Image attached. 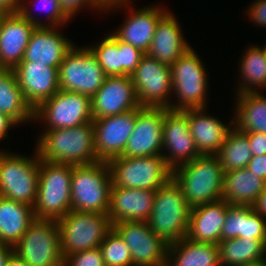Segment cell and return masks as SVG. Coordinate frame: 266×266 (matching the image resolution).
Wrapping results in <instances>:
<instances>
[{
    "mask_svg": "<svg viewBox=\"0 0 266 266\" xmlns=\"http://www.w3.org/2000/svg\"><path fill=\"white\" fill-rule=\"evenodd\" d=\"M35 150L40 160L71 165H89L100 161L95 150L93 121L83 125L42 130Z\"/></svg>",
    "mask_w": 266,
    "mask_h": 266,
    "instance_id": "obj_1",
    "label": "cell"
},
{
    "mask_svg": "<svg viewBox=\"0 0 266 266\" xmlns=\"http://www.w3.org/2000/svg\"><path fill=\"white\" fill-rule=\"evenodd\" d=\"M172 178L191 208L222 200L224 171L215 155H201L178 166Z\"/></svg>",
    "mask_w": 266,
    "mask_h": 266,
    "instance_id": "obj_2",
    "label": "cell"
},
{
    "mask_svg": "<svg viewBox=\"0 0 266 266\" xmlns=\"http://www.w3.org/2000/svg\"><path fill=\"white\" fill-rule=\"evenodd\" d=\"M73 165L39 159L37 197L33 206L35 219L56 220L71 211V176Z\"/></svg>",
    "mask_w": 266,
    "mask_h": 266,
    "instance_id": "obj_3",
    "label": "cell"
},
{
    "mask_svg": "<svg viewBox=\"0 0 266 266\" xmlns=\"http://www.w3.org/2000/svg\"><path fill=\"white\" fill-rule=\"evenodd\" d=\"M191 207L184 199L180 186L171 177L155 191L149 219L150 229L168 244L186 238Z\"/></svg>",
    "mask_w": 266,
    "mask_h": 266,
    "instance_id": "obj_4",
    "label": "cell"
},
{
    "mask_svg": "<svg viewBox=\"0 0 266 266\" xmlns=\"http://www.w3.org/2000/svg\"><path fill=\"white\" fill-rule=\"evenodd\" d=\"M112 176L107 161L73 165L71 211L107 214Z\"/></svg>",
    "mask_w": 266,
    "mask_h": 266,
    "instance_id": "obj_5",
    "label": "cell"
},
{
    "mask_svg": "<svg viewBox=\"0 0 266 266\" xmlns=\"http://www.w3.org/2000/svg\"><path fill=\"white\" fill-rule=\"evenodd\" d=\"M172 94L170 109L188 110L207 108V71L199 55L191 47L171 66Z\"/></svg>",
    "mask_w": 266,
    "mask_h": 266,
    "instance_id": "obj_6",
    "label": "cell"
},
{
    "mask_svg": "<svg viewBox=\"0 0 266 266\" xmlns=\"http://www.w3.org/2000/svg\"><path fill=\"white\" fill-rule=\"evenodd\" d=\"M39 158L0 150V196L34 206L37 197Z\"/></svg>",
    "mask_w": 266,
    "mask_h": 266,
    "instance_id": "obj_7",
    "label": "cell"
},
{
    "mask_svg": "<svg viewBox=\"0 0 266 266\" xmlns=\"http://www.w3.org/2000/svg\"><path fill=\"white\" fill-rule=\"evenodd\" d=\"M115 187L156 191L172 177L162 155L117 156L108 161Z\"/></svg>",
    "mask_w": 266,
    "mask_h": 266,
    "instance_id": "obj_8",
    "label": "cell"
},
{
    "mask_svg": "<svg viewBox=\"0 0 266 266\" xmlns=\"http://www.w3.org/2000/svg\"><path fill=\"white\" fill-rule=\"evenodd\" d=\"M13 253L29 266H63L58 221L35 219Z\"/></svg>",
    "mask_w": 266,
    "mask_h": 266,
    "instance_id": "obj_9",
    "label": "cell"
},
{
    "mask_svg": "<svg viewBox=\"0 0 266 266\" xmlns=\"http://www.w3.org/2000/svg\"><path fill=\"white\" fill-rule=\"evenodd\" d=\"M61 252L66 255L97 248L112 229L107 214L70 211L58 220Z\"/></svg>",
    "mask_w": 266,
    "mask_h": 266,
    "instance_id": "obj_10",
    "label": "cell"
},
{
    "mask_svg": "<svg viewBox=\"0 0 266 266\" xmlns=\"http://www.w3.org/2000/svg\"><path fill=\"white\" fill-rule=\"evenodd\" d=\"M37 121L45 123L44 130L72 128L92 122L91 98L59 90L33 110V122Z\"/></svg>",
    "mask_w": 266,
    "mask_h": 266,
    "instance_id": "obj_11",
    "label": "cell"
},
{
    "mask_svg": "<svg viewBox=\"0 0 266 266\" xmlns=\"http://www.w3.org/2000/svg\"><path fill=\"white\" fill-rule=\"evenodd\" d=\"M29 6L23 0L18 12L0 16V69H14L23 60L33 30L45 26Z\"/></svg>",
    "mask_w": 266,
    "mask_h": 266,
    "instance_id": "obj_12",
    "label": "cell"
},
{
    "mask_svg": "<svg viewBox=\"0 0 266 266\" xmlns=\"http://www.w3.org/2000/svg\"><path fill=\"white\" fill-rule=\"evenodd\" d=\"M58 74L60 90L80 93L90 98L101 88L107 77L87 46L78 48L76 45L64 57Z\"/></svg>",
    "mask_w": 266,
    "mask_h": 266,
    "instance_id": "obj_13",
    "label": "cell"
},
{
    "mask_svg": "<svg viewBox=\"0 0 266 266\" xmlns=\"http://www.w3.org/2000/svg\"><path fill=\"white\" fill-rule=\"evenodd\" d=\"M131 79L142 107L169 108L172 96L170 66L145 53Z\"/></svg>",
    "mask_w": 266,
    "mask_h": 266,
    "instance_id": "obj_14",
    "label": "cell"
},
{
    "mask_svg": "<svg viewBox=\"0 0 266 266\" xmlns=\"http://www.w3.org/2000/svg\"><path fill=\"white\" fill-rule=\"evenodd\" d=\"M112 228L130 249L133 266H166L169 244L145 221H122Z\"/></svg>",
    "mask_w": 266,
    "mask_h": 266,
    "instance_id": "obj_15",
    "label": "cell"
},
{
    "mask_svg": "<svg viewBox=\"0 0 266 266\" xmlns=\"http://www.w3.org/2000/svg\"><path fill=\"white\" fill-rule=\"evenodd\" d=\"M162 135L163 150L168 152L162 156L171 170L201 156L190 134L188 110L165 108Z\"/></svg>",
    "mask_w": 266,
    "mask_h": 266,
    "instance_id": "obj_16",
    "label": "cell"
},
{
    "mask_svg": "<svg viewBox=\"0 0 266 266\" xmlns=\"http://www.w3.org/2000/svg\"><path fill=\"white\" fill-rule=\"evenodd\" d=\"M165 108L139 107L136 124L121 156L145 157L162 155L163 120Z\"/></svg>",
    "mask_w": 266,
    "mask_h": 266,
    "instance_id": "obj_17",
    "label": "cell"
},
{
    "mask_svg": "<svg viewBox=\"0 0 266 266\" xmlns=\"http://www.w3.org/2000/svg\"><path fill=\"white\" fill-rule=\"evenodd\" d=\"M131 2L132 1L130 0L121 5H116L105 10L107 12L112 10L113 12V10H116L117 8H129V16L127 15L124 23L117 27L118 29L112 31V34L122 42L131 44L142 52L147 53L150 49L157 24L160 18L168 10L156 5H145V7L143 6L142 8L135 10L136 8L134 5L133 7L131 6Z\"/></svg>",
    "mask_w": 266,
    "mask_h": 266,
    "instance_id": "obj_18",
    "label": "cell"
},
{
    "mask_svg": "<svg viewBox=\"0 0 266 266\" xmlns=\"http://www.w3.org/2000/svg\"><path fill=\"white\" fill-rule=\"evenodd\" d=\"M141 107L130 75L106 77L91 98L93 119L123 114Z\"/></svg>",
    "mask_w": 266,
    "mask_h": 266,
    "instance_id": "obj_19",
    "label": "cell"
},
{
    "mask_svg": "<svg viewBox=\"0 0 266 266\" xmlns=\"http://www.w3.org/2000/svg\"><path fill=\"white\" fill-rule=\"evenodd\" d=\"M136 124V109L93 119L95 150L100 161L121 156Z\"/></svg>",
    "mask_w": 266,
    "mask_h": 266,
    "instance_id": "obj_20",
    "label": "cell"
},
{
    "mask_svg": "<svg viewBox=\"0 0 266 266\" xmlns=\"http://www.w3.org/2000/svg\"><path fill=\"white\" fill-rule=\"evenodd\" d=\"M58 69L37 62H20L13 69L23 97L33 110L60 90Z\"/></svg>",
    "mask_w": 266,
    "mask_h": 266,
    "instance_id": "obj_21",
    "label": "cell"
},
{
    "mask_svg": "<svg viewBox=\"0 0 266 266\" xmlns=\"http://www.w3.org/2000/svg\"><path fill=\"white\" fill-rule=\"evenodd\" d=\"M107 77L130 75L145 54L140 49L117 39L112 33L94 46L87 45Z\"/></svg>",
    "mask_w": 266,
    "mask_h": 266,
    "instance_id": "obj_22",
    "label": "cell"
},
{
    "mask_svg": "<svg viewBox=\"0 0 266 266\" xmlns=\"http://www.w3.org/2000/svg\"><path fill=\"white\" fill-rule=\"evenodd\" d=\"M60 27L36 26L21 62H37L59 68L74 43L58 29Z\"/></svg>",
    "mask_w": 266,
    "mask_h": 266,
    "instance_id": "obj_23",
    "label": "cell"
},
{
    "mask_svg": "<svg viewBox=\"0 0 266 266\" xmlns=\"http://www.w3.org/2000/svg\"><path fill=\"white\" fill-rule=\"evenodd\" d=\"M155 191L115 187L112 184L107 216L111 225L122 221H145L150 217Z\"/></svg>",
    "mask_w": 266,
    "mask_h": 266,
    "instance_id": "obj_24",
    "label": "cell"
},
{
    "mask_svg": "<svg viewBox=\"0 0 266 266\" xmlns=\"http://www.w3.org/2000/svg\"><path fill=\"white\" fill-rule=\"evenodd\" d=\"M182 27L176 16L168 11L160 18L147 54L171 66L191 45L183 37Z\"/></svg>",
    "mask_w": 266,
    "mask_h": 266,
    "instance_id": "obj_25",
    "label": "cell"
},
{
    "mask_svg": "<svg viewBox=\"0 0 266 266\" xmlns=\"http://www.w3.org/2000/svg\"><path fill=\"white\" fill-rule=\"evenodd\" d=\"M206 109H188L189 130L200 155H216L229 131L234 127L233 118L229 126L208 114Z\"/></svg>",
    "mask_w": 266,
    "mask_h": 266,
    "instance_id": "obj_26",
    "label": "cell"
},
{
    "mask_svg": "<svg viewBox=\"0 0 266 266\" xmlns=\"http://www.w3.org/2000/svg\"><path fill=\"white\" fill-rule=\"evenodd\" d=\"M229 205L219 200L191 208L186 237L193 242L218 244Z\"/></svg>",
    "mask_w": 266,
    "mask_h": 266,
    "instance_id": "obj_27",
    "label": "cell"
},
{
    "mask_svg": "<svg viewBox=\"0 0 266 266\" xmlns=\"http://www.w3.org/2000/svg\"><path fill=\"white\" fill-rule=\"evenodd\" d=\"M34 220L32 206L0 196V244L13 247Z\"/></svg>",
    "mask_w": 266,
    "mask_h": 266,
    "instance_id": "obj_28",
    "label": "cell"
},
{
    "mask_svg": "<svg viewBox=\"0 0 266 266\" xmlns=\"http://www.w3.org/2000/svg\"><path fill=\"white\" fill-rule=\"evenodd\" d=\"M166 266H221L219 247L183 238L169 244Z\"/></svg>",
    "mask_w": 266,
    "mask_h": 266,
    "instance_id": "obj_29",
    "label": "cell"
},
{
    "mask_svg": "<svg viewBox=\"0 0 266 266\" xmlns=\"http://www.w3.org/2000/svg\"><path fill=\"white\" fill-rule=\"evenodd\" d=\"M266 181L246 168L224 172L222 200L231 205L252 206Z\"/></svg>",
    "mask_w": 266,
    "mask_h": 266,
    "instance_id": "obj_30",
    "label": "cell"
},
{
    "mask_svg": "<svg viewBox=\"0 0 266 266\" xmlns=\"http://www.w3.org/2000/svg\"><path fill=\"white\" fill-rule=\"evenodd\" d=\"M236 94L233 126L242 132L266 133V95Z\"/></svg>",
    "mask_w": 266,
    "mask_h": 266,
    "instance_id": "obj_31",
    "label": "cell"
},
{
    "mask_svg": "<svg viewBox=\"0 0 266 266\" xmlns=\"http://www.w3.org/2000/svg\"><path fill=\"white\" fill-rule=\"evenodd\" d=\"M0 113L18 125L33 121V109L25 101L13 69H0Z\"/></svg>",
    "mask_w": 266,
    "mask_h": 266,
    "instance_id": "obj_32",
    "label": "cell"
},
{
    "mask_svg": "<svg viewBox=\"0 0 266 266\" xmlns=\"http://www.w3.org/2000/svg\"><path fill=\"white\" fill-rule=\"evenodd\" d=\"M239 61L241 80L235 94L259 93V90L266 89V55L263 49L253 44L246 48Z\"/></svg>",
    "mask_w": 266,
    "mask_h": 266,
    "instance_id": "obj_33",
    "label": "cell"
},
{
    "mask_svg": "<svg viewBox=\"0 0 266 266\" xmlns=\"http://www.w3.org/2000/svg\"><path fill=\"white\" fill-rule=\"evenodd\" d=\"M217 245L221 266H244L266 259V244L262 240L233 238Z\"/></svg>",
    "mask_w": 266,
    "mask_h": 266,
    "instance_id": "obj_34",
    "label": "cell"
},
{
    "mask_svg": "<svg viewBox=\"0 0 266 266\" xmlns=\"http://www.w3.org/2000/svg\"><path fill=\"white\" fill-rule=\"evenodd\" d=\"M215 156L224 172L246 168L253 156L247 135L233 127Z\"/></svg>",
    "mask_w": 266,
    "mask_h": 266,
    "instance_id": "obj_35",
    "label": "cell"
},
{
    "mask_svg": "<svg viewBox=\"0 0 266 266\" xmlns=\"http://www.w3.org/2000/svg\"><path fill=\"white\" fill-rule=\"evenodd\" d=\"M105 266H133L130 249L112 228L99 246Z\"/></svg>",
    "mask_w": 266,
    "mask_h": 266,
    "instance_id": "obj_36",
    "label": "cell"
},
{
    "mask_svg": "<svg viewBox=\"0 0 266 266\" xmlns=\"http://www.w3.org/2000/svg\"><path fill=\"white\" fill-rule=\"evenodd\" d=\"M245 220V205H229L226 211L225 222L222 227L221 241L243 238Z\"/></svg>",
    "mask_w": 266,
    "mask_h": 266,
    "instance_id": "obj_37",
    "label": "cell"
},
{
    "mask_svg": "<svg viewBox=\"0 0 266 266\" xmlns=\"http://www.w3.org/2000/svg\"><path fill=\"white\" fill-rule=\"evenodd\" d=\"M243 238L262 240L266 244V219L257 214L250 205H245Z\"/></svg>",
    "mask_w": 266,
    "mask_h": 266,
    "instance_id": "obj_38",
    "label": "cell"
},
{
    "mask_svg": "<svg viewBox=\"0 0 266 266\" xmlns=\"http://www.w3.org/2000/svg\"><path fill=\"white\" fill-rule=\"evenodd\" d=\"M63 266H105L99 247L75 252L64 257Z\"/></svg>",
    "mask_w": 266,
    "mask_h": 266,
    "instance_id": "obj_39",
    "label": "cell"
},
{
    "mask_svg": "<svg viewBox=\"0 0 266 266\" xmlns=\"http://www.w3.org/2000/svg\"><path fill=\"white\" fill-rule=\"evenodd\" d=\"M33 1V4L39 2V4L41 3V10H47V23L45 21V26H49V27H59L60 29L63 28L61 26H64L67 24V22H69V20L71 21V19L64 13V11L62 10L60 4H59V0H31ZM36 1V2H35ZM35 2V3H34ZM39 4H37V6H39ZM36 6V5H35ZM38 8V7H37ZM49 22V23H48Z\"/></svg>",
    "mask_w": 266,
    "mask_h": 266,
    "instance_id": "obj_40",
    "label": "cell"
},
{
    "mask_svg": "<svg viewBox=\"0 0 266 266\" xmlns=\"http://www.w3.org/2000/svg\"><path fill=\"white\" fill-rule=\"evenodd\" d=\"M59 4L70 19L74 18V15L76 17V13L82 8L84 9L87 7L99 12L102 10V12L105 13V10L95 0H59Z\"/></svg>",
    "mask_w": 266,
    "mask_h": 266,
    "instance_id": "obj_41",
    "label": "cell"
},
{
    "mask_svg": "<svg viewBox=\"0 0 266 266\" xmlns=\"http://www.w3.org/2000/svg\"><path fill=\"white\" fill-rule=\"evenodd\" d=\"M249 9L246 10L248 18L258 27L266 28V0H256L252 2ZM257 23V24H256Z\"/></svg>",
    "mask_w": 266,
    "mask_h": 266,
    "instance_id": "obj_42",
    "label": "cell"
},
{
    "mask_svg": "<svg viewBox=\"0 0 266 266\" xmlns=\"http://www.w3.org/2000/svg\"><path fill=\"white\" fill-rule=\"evenodd\" d=\"M251 146L253 156L266 154V133L244 132Z\"/></svg>",
    "mask_w": 266,
    "mask_h": 266,
    "instance_id": "obj_43",
    "label": "cell"
},
{
    "mask_svg": "<svg viewBox=\"0 0 266 266\" xmlns=\"http://www.w3.org/2000/svg\"><path fill=\"white\" fill-rule=\"evenodd\" d=\"M246 169L255 176H259L266 181V154L261 156H252L248 162Z\"/></svg>",
    "mask_w": 266,
    "mask_h": 266,
    "instance_id": "obj_44",
    "label": "cell"
},
{
    "mask_svg": "<svg viewBox=\"0 0 266 266\" xmlns=\"http://www.w3.org/2000/svg\"><path fill=\"white\" fill-rule=\"evenodd\" d=\"M16 125L18 126V124L8 115L0 113V141L6 137L8 138V131Z\"/></svg>",
    "mask_w": 266,
    "mask_h": 266,
    "instance_id": "obj_45",
    "label": "cell"
},
{
    "mask_svg": "<svg viewBox=\"0 0 266 266\" xmlns=\"http://www.w3.org/2000/svg\"><path fill=\"white\" fill-rule=\"evenodd\" d=\"M253 210L266 219V185L263 191L258 195L255 203L252 205Z\"/></svg>",
    "mask_w": 266,
    "mask_h": 266,
    "instance_id": "obj_46",
    "label": "cell"
},
{
    "mask_svg": "<svg viewBox=\"0 0 266 266\" xmlns=\"http://www.w3.org/2000/svg\"><path fill=\"white\" fill-rule=\"evenodd\" d=\"M21 1L22 0H0V12L2 14L18 12Z\"/></svg>",
    "mask_w": 266,
    "mask_h": 266,
    "instance_id": "obj_47",
    "label": "cell"
},
{
    "mask_svg": "<svg viewBox=\"0 0 266 266\" xmlns=\"http://www.w3.org/2000/svg\"><path fill=\"white\" fill-rule=\"evenodd\" d=\"M13 253V248L8 245L0 244V266H5L7 260Z\"/></svg>",
    "mask_w": 266,
    "mask_h": 266,
    "instance_id": "obj_48",
    "label": "cell"
},
{
    "mask_svg": "<svg viewBox=\"0 0 266 266\" xmlns=\"http://www.w3.org/2000/svg\"><path fill=\"white\" fill-rule=\"evenodd\" d=\"M104 10L114 7L116 5H121L130 0H95Z\"/></svg>",
    "mask_w": 266,
    "mask_h": 266,
    "instance_id": "obj_49",
    "label": "cell"
},
{
    "mask_svg": "<svg viewBox=\"0 0 266 266\" xmlns=\"http://www.w3.org/2000/svg\"><path fill=\"white\" fill-rule=\"evenodd\" d=\"M5 266H29L25 261L17 257L14 253L11 254Z\"/></svg>",
    "mask_w": 266,
    "mask_h": 266,
    "instance_id": "obj_50",
    "label": "cell"
},
{
    "mask_svg": "<svg viewBox=\"0 0 266 266\" xmlns=\"http://www.w3.org/2000/svg\"><path fill=\"white\" fill-rule=\"evenodd\" d=\"M244 266H266V259L259 261L257 263L247 264Z\"/></svg>",
    "mask_w": 266,
    "mask_h": 266,
    "instance_id": "obj_51",
    "label": "cell"
},
{
    "mask_svg": "<svg viewBox=\"0 0 266 266\" xmlns=\"http://www.w3.org/2000/svg\"><path fill=\"white\" fill-rule=\"evenodd\" d=\"M263 49V51L265 52L266 55V45L264 44L263 47H261Z\"/></svg>",
    "mask_w": 266,
    "mask_h": 266,
    "instance_id": "obj_52",
    "label": "cell"
}]
</instances>
